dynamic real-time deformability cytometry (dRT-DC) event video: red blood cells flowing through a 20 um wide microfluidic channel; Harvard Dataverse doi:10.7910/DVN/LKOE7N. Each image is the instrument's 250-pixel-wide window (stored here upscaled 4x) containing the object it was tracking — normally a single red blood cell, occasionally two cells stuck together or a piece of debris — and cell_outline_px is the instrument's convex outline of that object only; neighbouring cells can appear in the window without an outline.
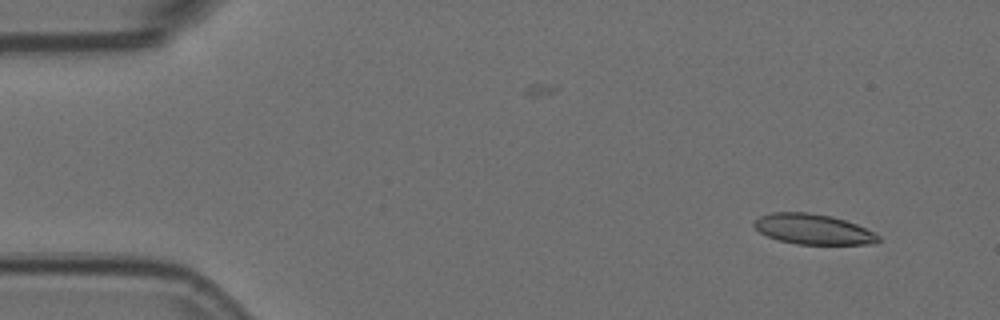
{"species": "Egyptian fruit bat (a non-hibernating species)", "species_latin": "Rousettus aegyptiacus", "temperature_condition": "room temperature", "stored_images_in_passage": 9, "camera_frame_rate_fps": 3000, "um_per_image_px": 0.085, "animal": {"sex": "female"}, "frame": {"image": 1, "passage_image": 1, "time_ms": 0.0, "image_size_px": [1000, 320], "cell_outline_px": [[880, 240], [876, 244], [796, 244], [776, 240], [760, 232], [752, 224], [752, 220], [760, 216], [772, 212], [808, 212], [832, 216], [856, 224], [880, 236]], "centroid_in_image_um": [69.08, 19.48], "position_along_channel_um": 15.9, "area_um2": 22.02}}
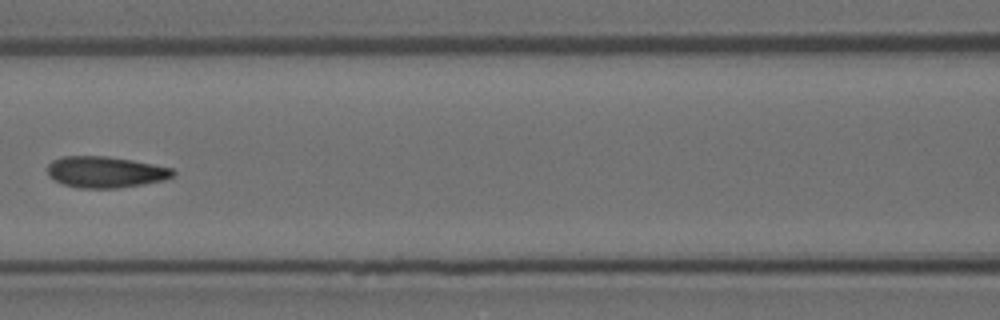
{"frame": {"image": 2, "passage_image": 6, "time_ms": 1.667, "image_size_px": [1000, 320], "cell_outline_px": [[176, 172], [172, 176], [164, 180], [144, 184], [116, 188], [80, 188], [64, 184], [48, 176], [48, 164], [52, 160], [64, 156], [108, 156], [132, 160], [172, 168]], "centroid_in_image_um": [8.96, 14.62], "position_along_channel_um": 157.6, "area_um2": 22.77}}
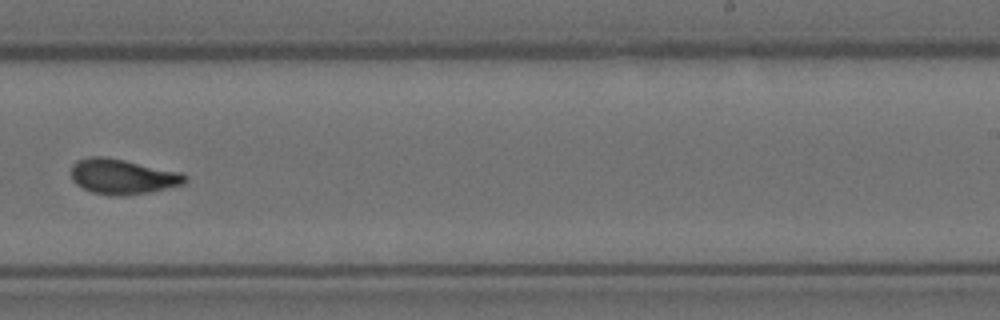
{"frame": {"image": 3, "passage_image": 9, "time_ms": 2.667, "image_size_px": [1000, 320], "cell_outline_px": [[188, 176], [184, 184], [152, 192], [128, 196], [108, 196], [92, 192], [76, 184], [72, 180], [72, 164], [76, 160], [88, 156], [104, 156], [124, 160], [180, 172]], "centroid_in_image_um": [10.41, 15.02], "position_along_channel_um": 278.6, "area_um2": 23.58}}